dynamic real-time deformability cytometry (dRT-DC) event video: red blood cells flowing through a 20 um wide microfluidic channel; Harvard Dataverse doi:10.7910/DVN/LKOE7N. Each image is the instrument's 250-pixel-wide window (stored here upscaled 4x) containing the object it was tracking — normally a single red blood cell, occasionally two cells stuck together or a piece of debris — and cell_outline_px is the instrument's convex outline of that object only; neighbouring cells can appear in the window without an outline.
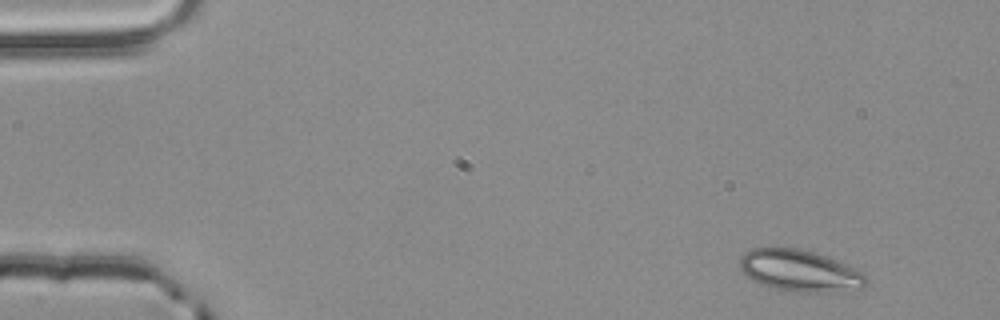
{"species": "common noctule bat (a hibernating species)", "species_latin": "Nyctalus noctula", "temperature_condition": "room temperature", "stored_images_in_passage": 4, "camera_frame_rate_fps": 3000, "um_per_image_px": 0.085, "animal": {"sex": "male", "body_mass_g": 20.4}, "frame": {"image": 1, "passage_image": 1, "time_ms": 0.0, "image_size_px": [1000, 320], "cell_outline_px": [[868, 284], [860, 288], [816, 292], [784, 292], [760, 284], [752, 280], [740, 268], [740, 256], [744, 252], [752, 248], [800, 248], [828, 256], [864, 272], [868, 276]], "centroid_in_image_um": [67.98, 23.01], "position_along_channel_um": 17.0, "area_um2": 30.87}}